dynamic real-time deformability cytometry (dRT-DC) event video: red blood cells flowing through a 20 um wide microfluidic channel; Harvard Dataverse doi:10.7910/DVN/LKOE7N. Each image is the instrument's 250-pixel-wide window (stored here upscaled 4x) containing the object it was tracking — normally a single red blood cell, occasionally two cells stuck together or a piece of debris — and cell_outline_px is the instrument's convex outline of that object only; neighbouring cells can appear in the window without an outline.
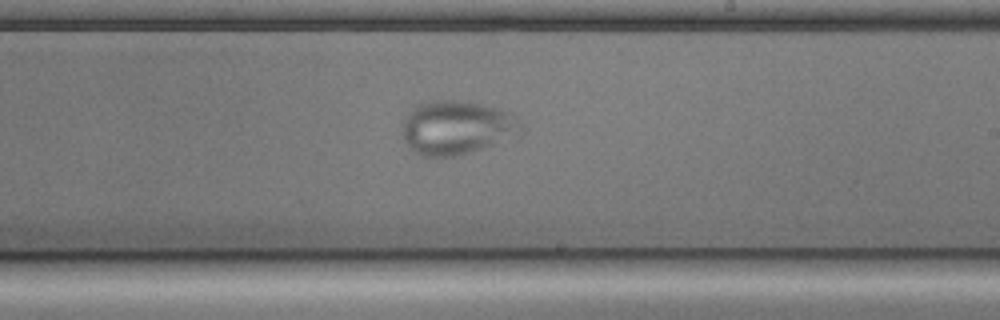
{"species": "common noctule bat (a hibernating species)", "species_latin": "Nyctalus noctula", "temperature_condition": "cold", "stored_images_in_passage": 35, "camera_frame_rate_fps": 3000, "um_per_image_px": 0.085, "animal": {"sex": "male", "body_mass_g": 17.9, "forearm_length_mm": 54.2}, "frame": {"image": 1, "passage_image": 17, "time_ms": 5.333, "image_size_px": [1000, 320], "cell_outline_px": [[524, 132], [492, 144], [456, 156], [420, 156], [404, 140], [404, 120], [408, 112], [420, 104], [432, 100], [456, 100], [480, 104], [496, 108], [512, 116], [524, 124]], "centroid_in_image_um": [38.82, 10.84], "position_along_channel_um": 250.2, "area_um2": 36.41}}